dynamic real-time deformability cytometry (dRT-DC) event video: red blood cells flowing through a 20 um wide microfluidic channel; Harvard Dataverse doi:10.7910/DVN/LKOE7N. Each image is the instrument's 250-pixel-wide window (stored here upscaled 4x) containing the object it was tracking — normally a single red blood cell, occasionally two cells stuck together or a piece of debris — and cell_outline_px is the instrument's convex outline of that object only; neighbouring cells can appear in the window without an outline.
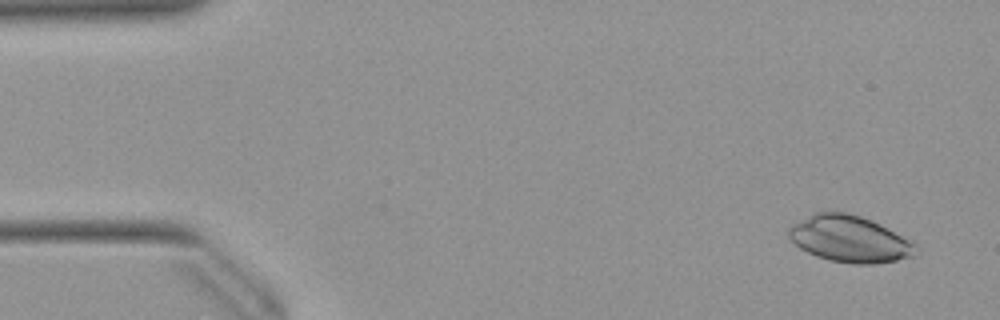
{"species": "Egyptian fruit bat (a non-hibernating species)", "species_latin": "Rousettus aegyptiacus", "temperature_condition": "warm", "stored_images_in_passage": 50, "camera_frame_rate_fps": 3000, "um_per_image_px": 0.085, "animal": {"sex": "female"}, "frame": {"image": 1, "passage_image": 2, "time_ms": 0.333, "image_size_px": [1000, 320], "cell_outline_px": [[920, 252], [916, 256], [876, 264], [856, 264], [828, 260], [816, 256], [800, 248], [788, 236], [788, 228], [792, 224], [816, 212], [844, 212], [860, 216], [880, 224], [912, 240], [920, 248]], "centroid_in_image_um": [72.28, 20.33], "position_along_channel_um": 12.7, "area_um2": 34.62}}
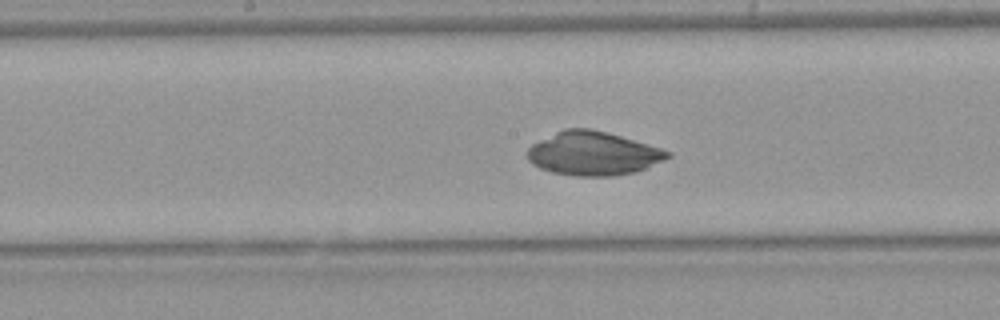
{"frame": {"image": 2, "passage_image": 25, "time_ms": 8.0, "image_size_px": [1000, 320], "cell_outline_px": [[672, 156], [664, 160], [636, 172], [612, 176], [576, 176], [552, 172], [540, 168], [532, 164], [528, 160], [528, 148], [532, 144], [564, 128], [588, 128], [608, 132], [660, 148], [672, 152]], "centroid_in_image_um": [50.42, 13.05], "position_along_channel_um": 197.8, "area_um2": 35.6}}
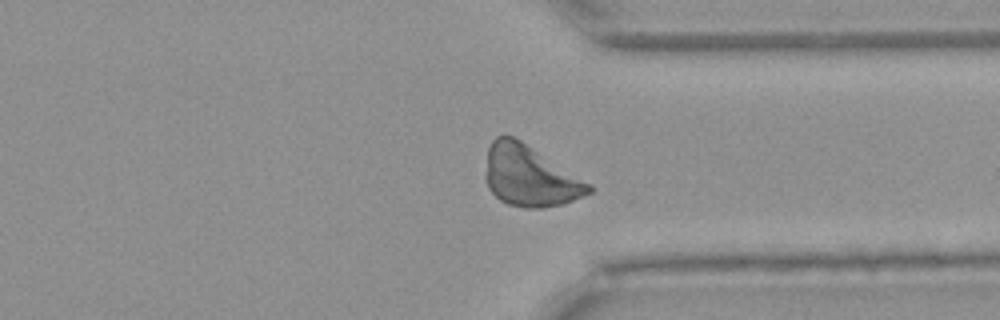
{"frame": {"image": 3, "passage_image": 38, "time_ms": 12.333, "image_size_px": [1000, 320], "cell_outline_px": [[596, 188], [592, 192], [572, 200], [560, 204], [544, 208], [524, 208], [508, 204], [500, 200], [488, 188], [484, 176], [484, 172], [488, 148], [492, 140], [496, 136], [512, 136], [520, 140], [592, 184]], "centroid_in_image_um": [45.02, 14.97], "position_along_channel_um": 366.4, "area_um2": 36.65}}